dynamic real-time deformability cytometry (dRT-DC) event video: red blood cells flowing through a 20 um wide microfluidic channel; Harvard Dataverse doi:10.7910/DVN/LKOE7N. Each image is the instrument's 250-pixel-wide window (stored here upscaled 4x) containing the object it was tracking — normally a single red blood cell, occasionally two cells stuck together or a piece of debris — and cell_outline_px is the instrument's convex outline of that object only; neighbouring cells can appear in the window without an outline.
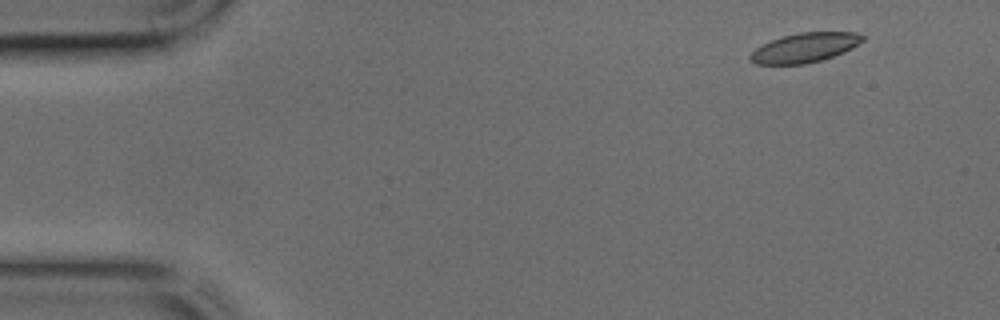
{"species": "common noctule bat (a hibernating species)", "species_latin": "Nyctalus noctula", "temperature_condition": "cold", "stored_images_in_passage": 42, "camera_frame_rate_fps": 3000, "um_per_image_px": 0.085, "animal": {"sex": "male", "body_mass_g": 17.9, "forearm_length_mm": 54.2}, "frame": {"image": 1, "passage_image": 1, "time_ms": 0.0, "image_size_px": [1000, 320], "cell_outline_px": [[868, 36], [864, 40], [852, 48], [832, 56], [820, 60], [804, 64], [756, 64], [748, 56], [756, 48], [772, 40], [784, 36], [800, 32], [856, 32]], "centroid_in_image_um": [68.45, 4.04], "position_along_channel_um": 16.6, "area_um2": 19.07}}
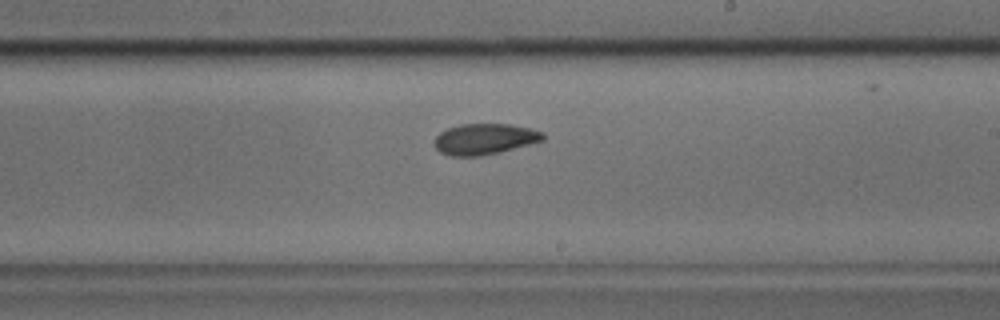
{"frame": {"image": 2, "passage_image": 23, "time_ms": 7.333, "image_size_px": [1000, 320], "cell_outline_px": [[544, 140], [500, 152], [480, 156], [448, 156], [440, 152], [432, 144], [436, 136], [440, 132], [448, 128], [460, 124], [508, 124], [532, 128], [544, 132]], "centroid_in_image_um": [41.17, 11.82], "position_along_channel_um": 247.8, "area_um2": 19.71}}
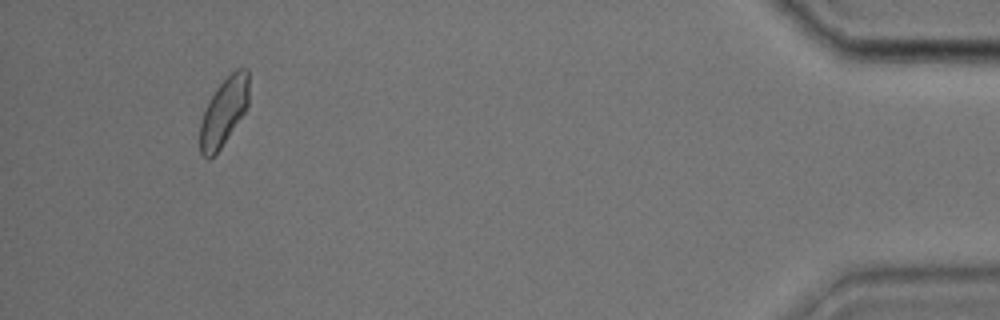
{"frame": {"image": 3, "passage_image": 39, "time_ms": 12.667, "image_size_px": [1000, 320], "cell_outline_px": [[248, 104], [244, 112], [220, 148], [208, 160], [200, 152], [200, 124], [208, 100], [216, 88], [236, 68], [248, 68]], "centroid_in_image_um": [19.01, 9.47], "position_along_channel_um": 416.2, "area_um2": 18.96}}